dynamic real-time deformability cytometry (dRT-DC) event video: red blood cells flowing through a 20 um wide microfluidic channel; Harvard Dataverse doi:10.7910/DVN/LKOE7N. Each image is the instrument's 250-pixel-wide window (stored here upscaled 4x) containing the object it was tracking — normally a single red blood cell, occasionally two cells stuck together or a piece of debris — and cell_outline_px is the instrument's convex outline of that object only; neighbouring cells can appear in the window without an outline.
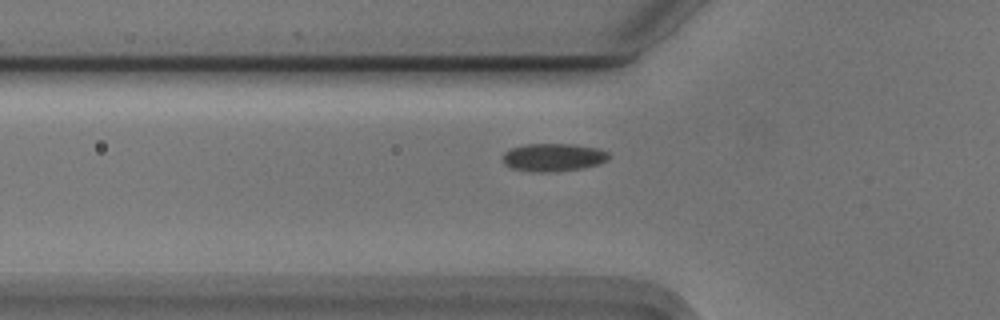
{"species": "Egyptian fruit bat (a non-hibernating species)", "species_latin": "Rousettus aegyptiacus", "temperature_condition": "cold", "stored_images_in_passage": 39, "camera_frame_rate_fps": 3000, "um_per_image_px": 0.085, "animal": {"sex": "male"}, "frame": {"image": 1, "passage_image": 10, "time_ms": 3.0, "image_size_px": [1000, 320], "cell_outline_px": [[612, 156], [608, 160], [600, 164], [584, 168], [552, 172], [528, 172], [512, 168], [504, 164], [504, 152], [508, 148], [524, 144], [572, 144], [600, 148], [608, 152]], "centroid_in_image_um": [47.06, 13.37], "position_along_channel_um": 78.7, "area_um2": 17.69}}
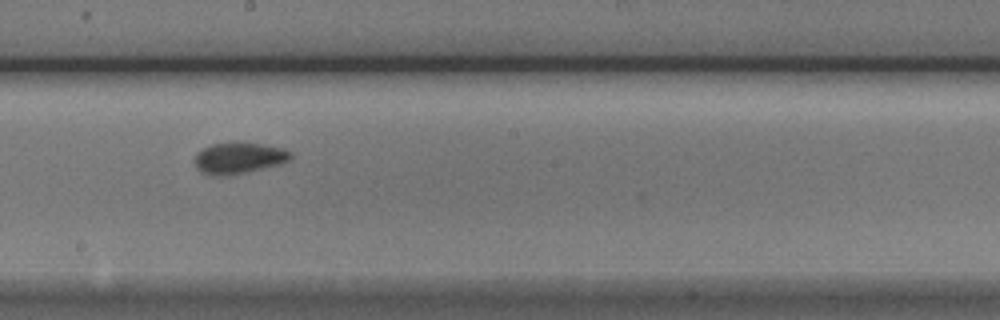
{"frame": {"image": 2, "passage_image": 22, "time_ms": 7.0, "image_size_px": [1000, 320], "cell_outline_px": [[292, 160], [280, 164], [244, 172], [224, 176], [216, 176], [200, 172], [196, 168], [196, 152], [212, 144], [236, 140], [284, 148], [292, 152]], "centroid_in_image_um": [20.32, 13.4], "position_along_channel_um": 227.9, "area_um2": 17.74}}
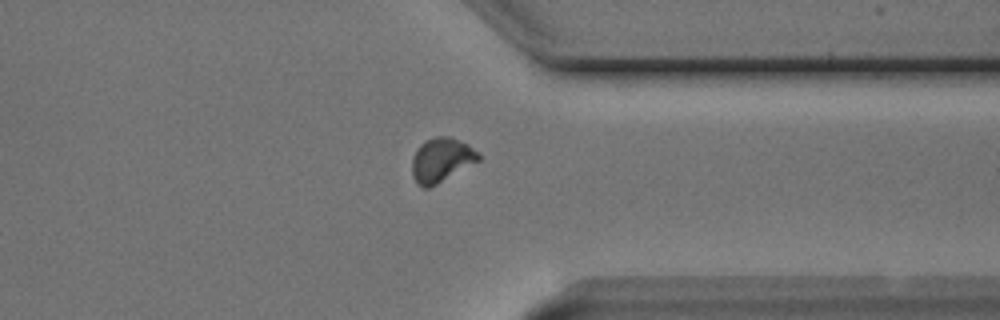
{"frame": {"image": 3, "passage_image": 34, "time_ms": 11.0, "image_size_px": [1000, 320], "cell_outline_px": [[480, 160], [436, 184], [428, 188], [424, 188], [416, 184], [412, 176], [412, 160], [416, 148], [424, 140], [436, 136], [448, 136], [468, 144], [480, 152]], "centroid_in_image_um": [37.5, 13.58], "position_along_channel_um": 373.9, "area_um2": 17.22}}